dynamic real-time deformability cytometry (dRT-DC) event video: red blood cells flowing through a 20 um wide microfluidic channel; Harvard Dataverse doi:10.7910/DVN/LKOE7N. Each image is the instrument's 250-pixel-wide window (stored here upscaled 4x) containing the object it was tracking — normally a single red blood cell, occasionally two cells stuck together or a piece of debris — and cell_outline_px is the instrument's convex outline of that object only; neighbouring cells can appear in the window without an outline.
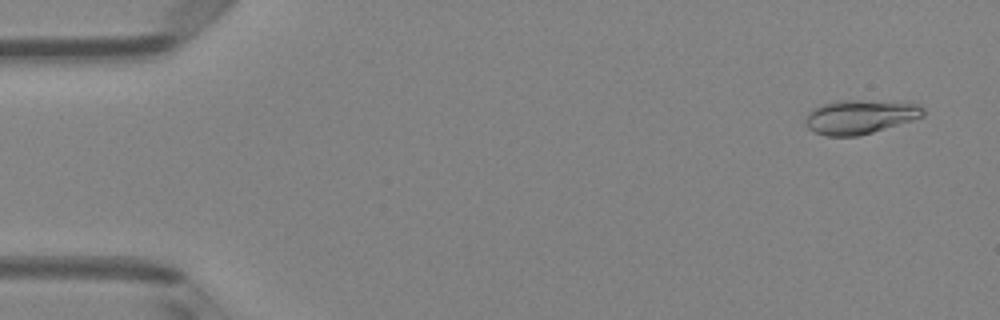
{"species": "Egyptian fruit bat (a non-hibernating species)", "species_latin": "Rousettus aegyptiacus", "temperature_condition": "room temperature", "stored_images_in_passage": 51, "camera_frame_rate_fps": 3000, "um_per_image_px": 0.085, "animal": {"sex": "female"}, "frame": {"image": 1, "passage_image": 3, "time_ms": 0.667, "image_size_px": [1000, 320], "cell_outline_px": [[924, 116], [912, 120], [872, 132], [856, 136], [828, 136], [816, 132], [808, 128], [804, 124], [804, 120], [808, 112], [812, 108], [836, 100], [860, 100], [920, 104], [924, 108]], "centroid_in_image_um": [73.06, 9.92], "position_along_channel_um": 11.9, "area_um2": 23.24}}
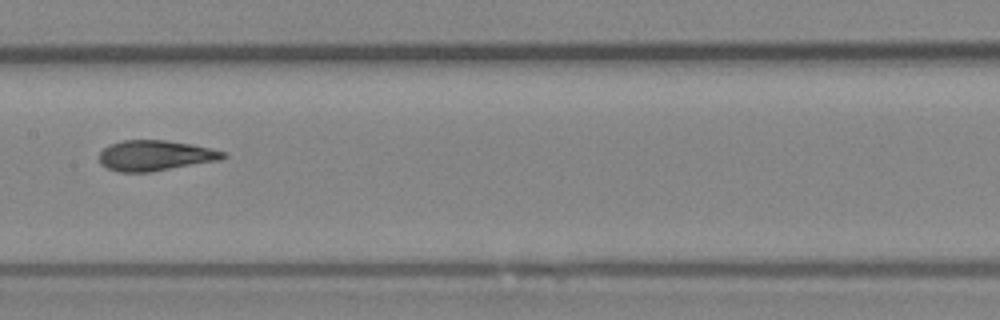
{"frame": {"image": 2, "passage_image": 26, "time_ms": 8.333, "image_size_px": [1000, 320], "cell_outline_px": [[228, 156], [220, 160], [152, 172], [120, 172], [108, 168], [100, 164], [100, 152], [108, 144], [124, 140], [164, 140], [192, 144], [212, 148], [224, 152]], "centroid_in_image_um": [13.2, 13.22], "position_along_channel_um": 194.2, "area_um2": 22.08}}
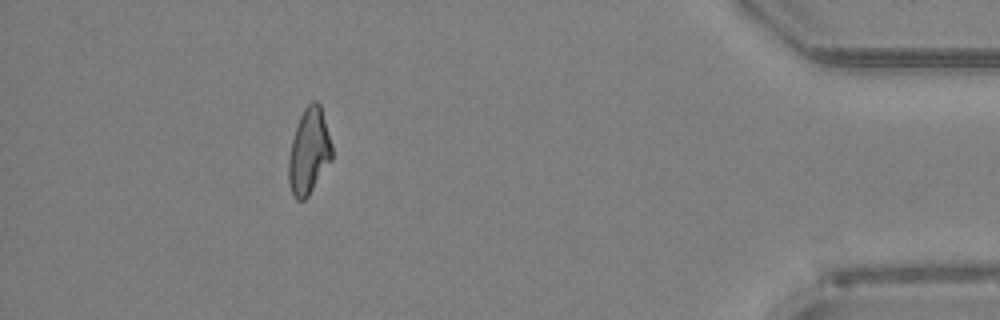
{"frame": {"image": 3, "passage_image": 46, "time_ms": 15.0, "image_size_px": [1000, 320], "cell_outline_px": [[332, 160], [308, 196], [304, 200], [296, 200], [288, 184], [288, 160], [292, 140], [296, 124], [304, 108], [312, 100], [316, 100], [320, 104], [332, 144]], "centroid_in_image_um": [26.26, 12.86], "position_along_channel_um": 408.9, "area_um2": 21.79}, "authors_computed_cell_mechanics": {"area_um2": 22.0218, "velocity_mm_per_s": 4.0125, "shape_relaxation_time_tau1_ms": 5.849, "shape_relaxation_time_tau2_ms": 1.4469, "deformation_change_tau1": 0.201, "deformation_change_tau2": 0.0866}}